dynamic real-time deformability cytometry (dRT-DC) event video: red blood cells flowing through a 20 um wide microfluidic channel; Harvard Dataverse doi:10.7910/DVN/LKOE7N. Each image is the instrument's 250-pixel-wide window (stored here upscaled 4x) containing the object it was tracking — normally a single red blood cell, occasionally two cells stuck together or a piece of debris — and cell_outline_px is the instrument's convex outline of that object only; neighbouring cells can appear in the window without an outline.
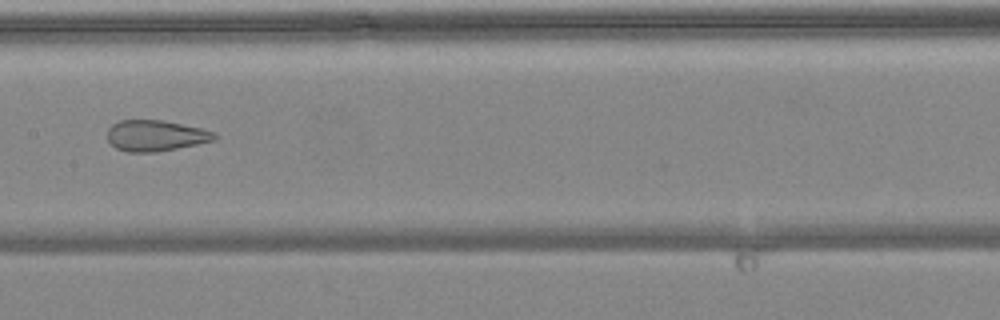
{"species": "common noctule bat (a hibernating species)", "species_latin": "Nyctalus noctula", "temperature_condition": "warm", "stored_images_in_passage": 8, "camera_frame_rate_fps": 3000, "um_per_image_px": 0.085, "animal": {"sex": "female", "body_mass_g": 24.6, "forearm_length_mm": 56.2}, "frame": {"image": 1, "passage_image": 8, "time_ms": 2.333, "image_size_px": [1000, 320], "cell_outline_px": [[216, 140], [156, 152], [128, 152], [116, 148], [108, 140], [108, 128], [112, 124], [120, 120], [160, 120], [200, 128], [216, 132]], "centroid_in_image_um": [13.21, 11.53], "position_along_channel_um": 194.2, "area_um2": 19.13}}